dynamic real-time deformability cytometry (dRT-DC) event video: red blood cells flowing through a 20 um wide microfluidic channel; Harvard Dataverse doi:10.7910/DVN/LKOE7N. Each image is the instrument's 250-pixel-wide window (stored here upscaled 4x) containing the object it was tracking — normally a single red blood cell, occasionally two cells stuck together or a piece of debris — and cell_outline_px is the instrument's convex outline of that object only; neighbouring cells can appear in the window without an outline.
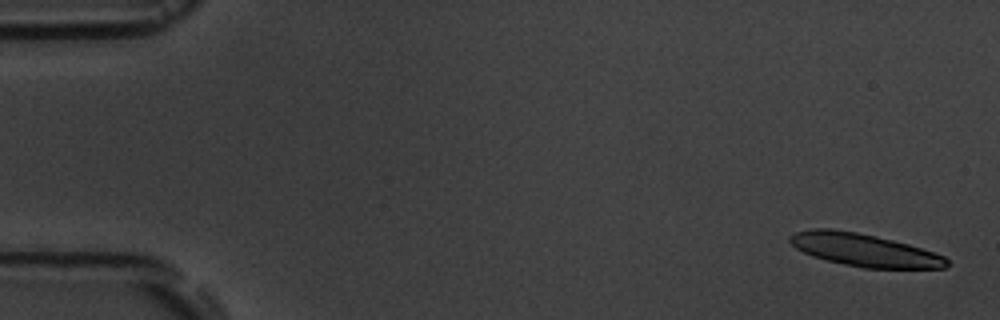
{"species": "common noctule bat (a hibernating species)", "species_latin": "Nyctalus noctula", "temperature_condition": "room temperature", "stored_images_in_passage": 5, "camera_frame_rate_fps": 3000, "um_per_image_px": 0.085, "animal": {"sex": "male", "body_mass_g": 19.5, "forearm_length_mm": 54.6}, "frame": {"image": 1, "passage_image": 1, "time_ms": 0.0, "image_size_px": [1000, 320], "cell_outline_px": [[948, 264], [944, 268], [864, 268], [844, 264], [812, 256], [796, 248], [788, 240], [788, 236], [796, 232], [812, 228], [832, 228], [856, 232], [876, 236], [908, 244], [944, 256], [948, 260]], "centroid_in_image_um": [73.42, 21.24], "position_along_channel_um": 11.6, "area_um2": 29.65}}